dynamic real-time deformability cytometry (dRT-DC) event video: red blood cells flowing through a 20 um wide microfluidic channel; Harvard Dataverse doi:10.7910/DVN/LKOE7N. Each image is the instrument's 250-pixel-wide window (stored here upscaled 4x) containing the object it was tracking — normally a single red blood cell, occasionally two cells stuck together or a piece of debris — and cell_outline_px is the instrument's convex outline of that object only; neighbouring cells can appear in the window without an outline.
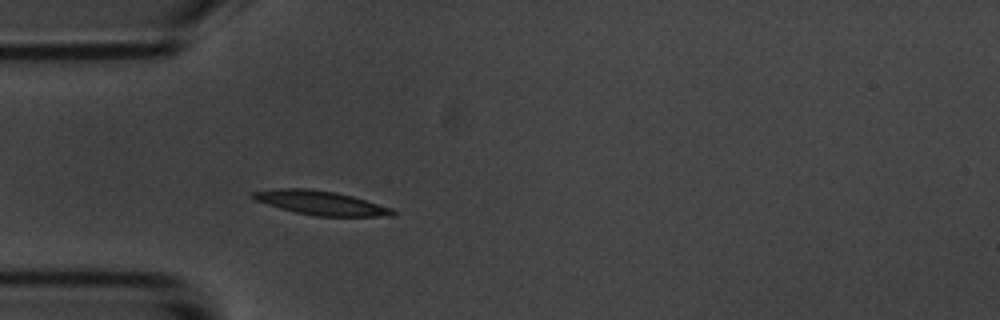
{"species": "common noctule bat (a hibernating species)", "species_latin": "Nyctalus noctula", "temperature_condition": "room temperature", "stored_images_in_passage": 1, "camera_frame_rate_fps": 3000, "um_per_image_px": 0.085, "animal": {"sex": "male", "body_mass_g": 20.1, "forearm_length_mm": 53.5}, "frame": {"image": 1, "passage_image": 1, "time_ms": 0.0, "image_size_px": [1000, 320], "cell_outline_px": [[396, 216], [316, 216], [296, 212], [280, 208], [252, 200], [248, 196], [252, 192], [276, 188], [308, 188], [336, 192], [352, 196], [392, 208], [396, 212]], "centroid_in_image_um": [27.21, 17.23], "position_along_channel_um": 57.8, "area_um2": 19.71}}